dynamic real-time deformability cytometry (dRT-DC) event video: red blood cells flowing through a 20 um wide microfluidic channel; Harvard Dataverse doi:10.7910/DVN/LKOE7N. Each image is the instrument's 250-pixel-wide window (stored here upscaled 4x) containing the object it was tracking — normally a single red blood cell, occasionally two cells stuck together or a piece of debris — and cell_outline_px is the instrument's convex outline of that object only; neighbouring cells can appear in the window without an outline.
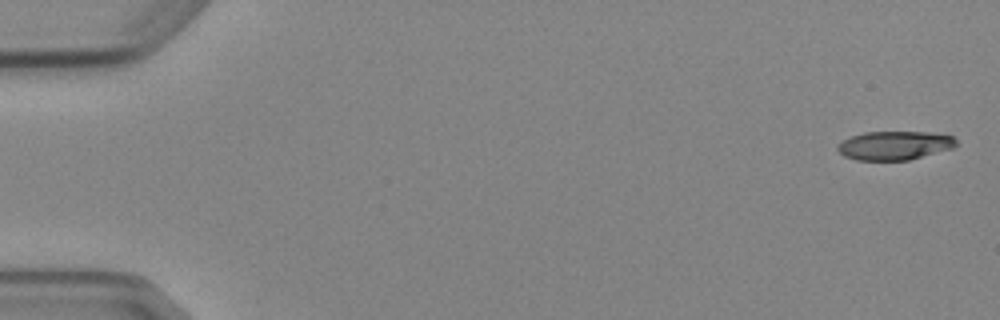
{"species": "Egyptian fruit bat (a non-hibernating species)", "species_latin": "Rousettus aegyptiacus", "temperature_condition": "cold", "stored_images_in_passage": 4, "camera_frame_rate_fps": 3000, "um_per_image_px": 0.085, "animal": {"sex": "female"}, "frame": {"image": 1, "passage_image": 1, "time_ms": 0.0, "image_size_px": [1000, 320], "cell_outline_px": [[956, 144], [952, 148], [908, 160], [856, 160], [844, 156], [836, 148], [836, 144], [852, 136], [864, 132], [928, 132], [952, 136], [956, 140]], "centroid_in_image_um": [75.99, 12.36], "position_along_channel_um": 9.0, "area_um2": 19.71}}
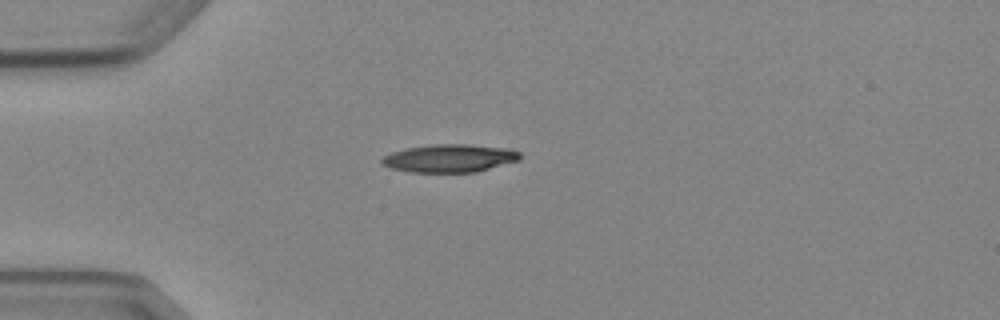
{"frame": {"image": 2, "passage_image": 4, "time_ms": 4.333, "image_size_px": [1000, 320], "cell_outline_px": [[520, 160], [476, 172], [412, 172], [392, 168], [380, 164], [380, 160], [384, 156], [392, 152], [404, 148], [432, 144], [464, 144], [512, 148], [520, 152]], "centroid_in_image_um": [38.23, 13.44], "position_along_channel_um": 46.8, "area_um2": 22.66}}